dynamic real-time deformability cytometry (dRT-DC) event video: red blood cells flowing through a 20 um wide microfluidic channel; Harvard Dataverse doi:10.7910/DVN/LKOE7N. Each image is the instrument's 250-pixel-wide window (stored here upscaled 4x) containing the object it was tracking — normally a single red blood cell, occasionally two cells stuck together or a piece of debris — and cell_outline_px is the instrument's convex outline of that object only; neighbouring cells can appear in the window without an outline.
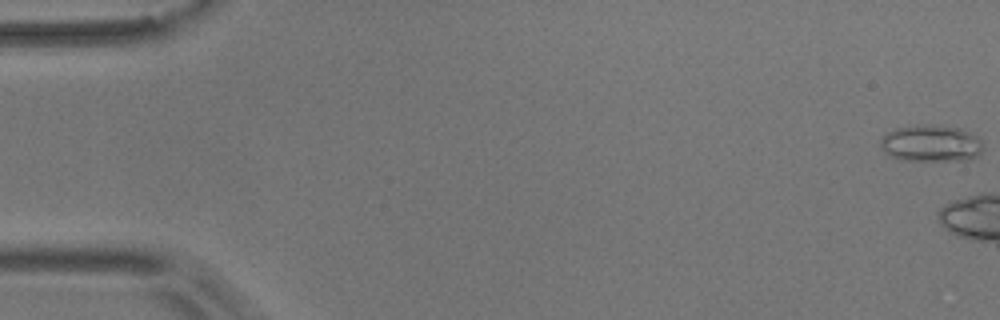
{"species": "common noctule bat (a hibernating species)", "species_latin": "Nyctalus noctula", "temperature_condition": "room temperature", "stored_images_in_passage": 6, "camera_frame_rate_fps": 3000, "um_per_image_px": 0.085, "animal": {"sex": "male", "body_mass_g": 17.9}, "frame": {"image": 1, "passage_image": 1, "time_ms": 0.0, "image_size_px": [1000, 320], "cell_outline_px": [[980, 152], [976, 156], [968, 160], [908, 160], [888, 156], [880, 148], [880, 140], [884, 132], [896, 128], [920, 124], [928, 124], [960, 128], [980, 136]], "centroid_in_image_um": [79.08, 12.17], "position_along_channel_um": 5.9, "area_um2": 22.14}}